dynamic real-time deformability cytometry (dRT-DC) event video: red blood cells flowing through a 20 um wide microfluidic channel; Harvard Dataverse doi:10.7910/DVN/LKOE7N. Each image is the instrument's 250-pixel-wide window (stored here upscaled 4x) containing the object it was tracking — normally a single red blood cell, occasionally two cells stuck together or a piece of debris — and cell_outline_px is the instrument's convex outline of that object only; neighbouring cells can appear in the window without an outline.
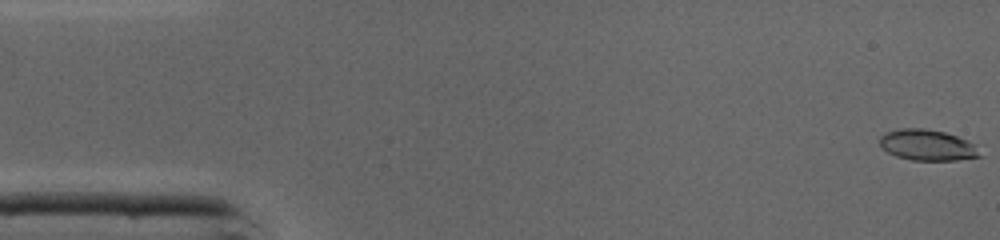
{"species": "common noctule bat (a hibernating species)", "species_latin": "Nyctalus noctula", "temperature_condition": "cold", "stored_images_in_passage": 38, "camera_frame_rate_fps": 3000, "um_per_image_px": 0.085, "animal": {"sex": "male", "body_mass_g": 19.0, "forearm_length_mm": 50.8}, "frame": {"image": 1, "passage_image": 1, "time_ms": 0.0, "image_size_px": [1000, 240], "cell_outline_px": [[980, 156], [956, 160], [912, 160], [896, 156], [888, 152], [880, 144], [880, 136], [884, 132], [900, 128], [920, 128], [944, 132], [956, 136], [972, 144]], "centroid_in_image_um": [78.74, 12.32], "position_along_channel_um": 6.3, "area_um2": 17.57}}
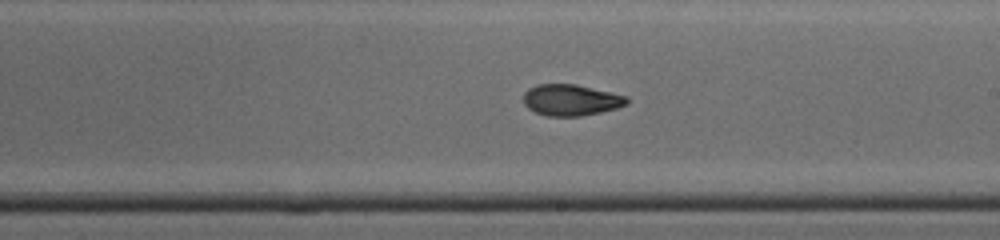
{"frame": {"image": 2, "passage_image": 26, "time_ms": 8.333, "image_size_px": [1000, 240], "cell_outline_px": [[628, 104], [616, 108], [600, 112], [580, 116], [548, 116], [536, 112], [528, 108], [524, 104], [524, 92], [528, 88], [536, 84], [576, 84], [628, 96]], "centroid_in_image_um": [48.53, 8.49], "position_along_channel_um": 240.5, "area_um2": 18.84}}
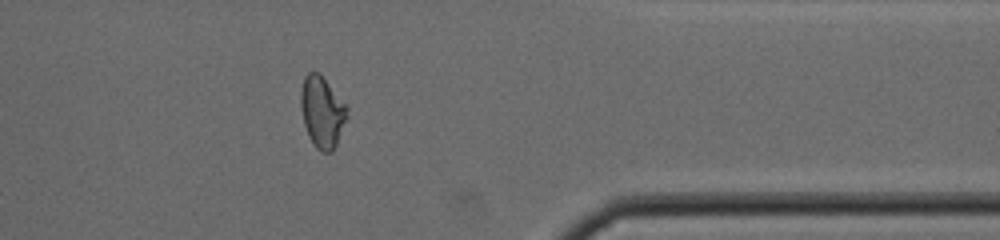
{"frame": {"image": 3, "passage_image": 37, "time_ms": 12.0, "image_size_px": [1000, 240], "cell_outline_px": [[348, 116], [336, 144], [332, 152], [320, 152], [316, 148], [308, 136], [304, 124], [300, 104], [300, 92], [304, 76], [308, 72], [320, 72], [348, 108]], "centroid_in_image_um": [27.37, 9.5], "position_along_channel_um": 384.0, "area_um2": 19.31}}